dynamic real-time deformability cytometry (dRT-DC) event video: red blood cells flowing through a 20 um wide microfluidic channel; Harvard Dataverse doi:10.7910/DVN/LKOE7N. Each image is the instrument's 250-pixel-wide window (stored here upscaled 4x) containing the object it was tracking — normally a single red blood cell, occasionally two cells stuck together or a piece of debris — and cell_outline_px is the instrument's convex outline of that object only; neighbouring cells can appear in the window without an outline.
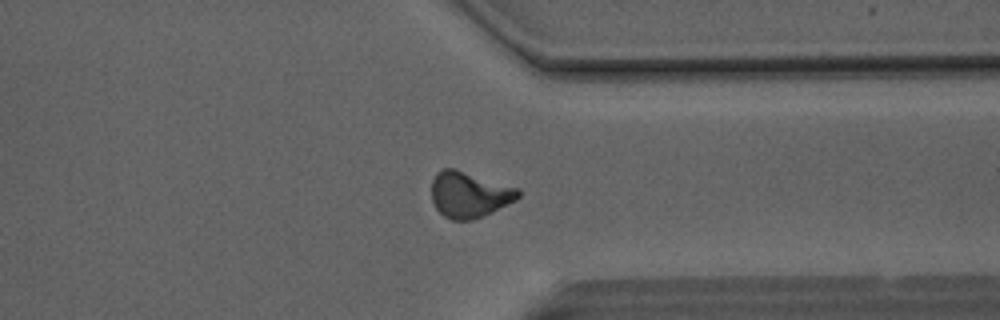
{"species": "Egyptian fruit bat (a non-hibernating species)", "species_latin": "Rousettus aegyptiacus", "temperature_condition": "room temperature", "stored_images_in_passage": 39, "camera_frame_rate_fps": 3000, "um_per_image_px": 0.085, "animal": {"sex": "male"}, "frame": {"image": 1, "passage_image": 30, "time_ms": 9.667, "image_size_px": [1000, 320], "cell_outline_px": [[520, 196], [516, 200], [492, 212], [472, 220], [452, 220], [444, 216], [436, 208], [432, 200], [432, 180], [436, 172], [440, 168], [456, 168], [520, 188]], "centroid_in_image_um": [39.89, 16.51], "position_along_channel_um": 371.5, "area_um2": 23.47}}
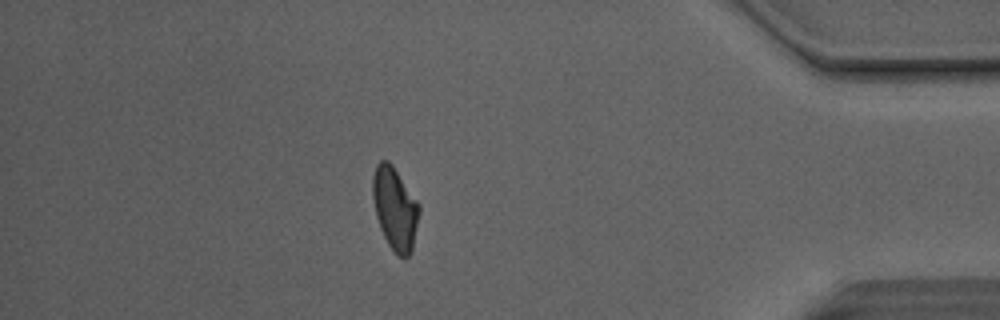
{"frame": {"image": 2, "passage_image": 35, "time_ms": 11.333, "image_size_px": [1000, 320], "cell_outline_px": [[420, 212], [412, 252], [404, 260], [388, 244], [380, 228], [376, 216], [372, 196], [372, 176], [376, 164], [380, 160], [388, 160], [392, 164], [420, 204]], "centroid_in_image_um": [33.58, 17.7], "position_along_channel_um": 401.6, "area_um2": 22.6}, "authors_computed_cell_mechanics": {"area_um2": 22.5998, "velocity_mm_per_s": 4.1357, "shape_relaxation_time_tau1_ms": 8.5576, "shape_relaxation_time_tau2_ms": 2.4254, "deformation_change_tau1": 0.2033, "deformation_change_tau2": 0.1009}}